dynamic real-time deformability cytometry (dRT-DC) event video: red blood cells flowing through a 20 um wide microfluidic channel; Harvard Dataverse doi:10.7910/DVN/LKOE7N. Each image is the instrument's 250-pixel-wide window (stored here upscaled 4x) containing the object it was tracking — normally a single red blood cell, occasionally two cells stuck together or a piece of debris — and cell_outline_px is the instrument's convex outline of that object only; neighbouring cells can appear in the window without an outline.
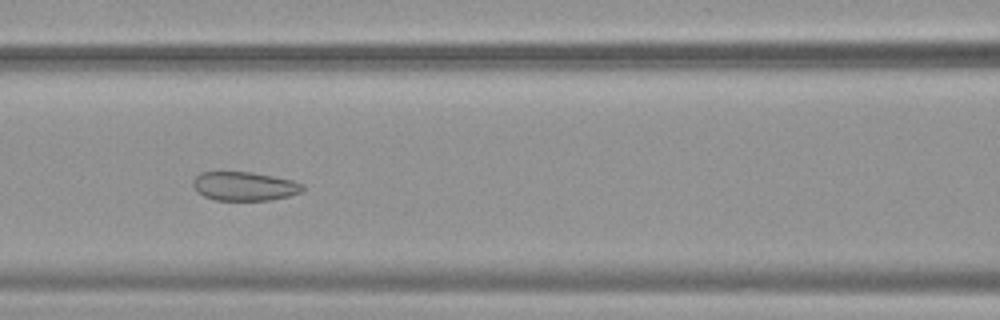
{"species": "common noctule bat (a hibernating species)", "species_latin": "Nyctalus noctula", "temperature_condition": "warm", "stored_images_in_passage": 41, "camera_frame_rate_fps": 3000, "um_per_image_px": 0.085, "animal": {"sex": "female", "body_mass_g": 19.9}, "frame": {"image": 1, "passage_image": 12, "time_ms": 3.667, "image_size_px": [1000, 320], "cell_outline_px": [[308, 188], [304, 192], [288, 196], [268, 200], [216, 200], [204, 196], [196, 192], [192, 184], [192, 180], [200, 172], [252, 172], [292, 180], [304, 184]], "centroid_in_image_um": [20.8, 15.83], "position_along_channel_um": 145.8, "area_um2": 18.67}}
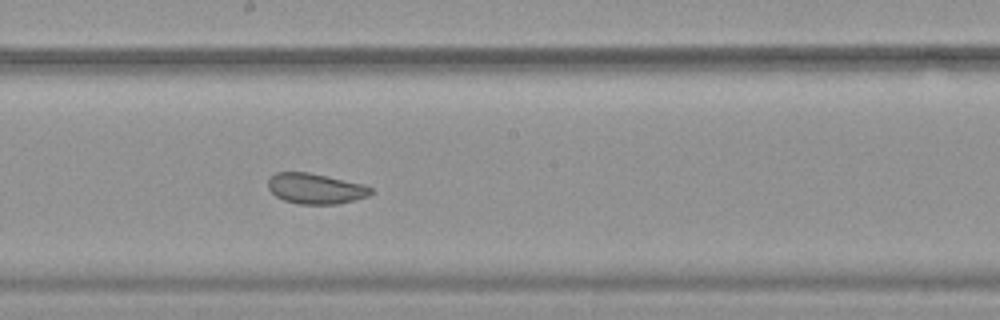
{"frame": {"image": 2, "passage_image": 18, "time_ms": 5.667, "image_size_px": [1000, 320], "cell_outline_px": [[376, 192], [368, 196], [336, 204], [300, 204], [284, 200], [276, 196], [268, 188], [268, 180], [276, 172], [308, 172], [364, 184], [372, 188]], "centroid_in_image_um": [26.84, 16.03], "position_along_channel_um": 221.4, "area_um2": 18.21}}
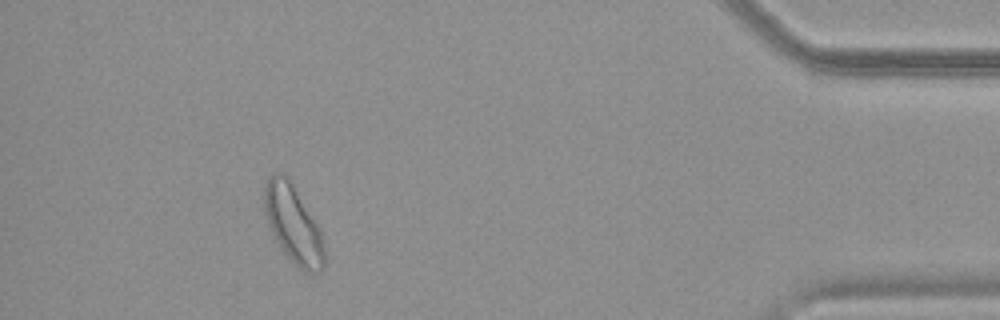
{"frame": {"image": 3, "passage_image": 37, "time_ms": 12.0, "image_size_px": [1000, 320], "cell_outline_px": [[324, 268], [320, 272], [304, 272], [284, 252], [276, 240], [272, 232], [264, 212], [264, 188], [268, 176], [272, 172], [284, 172], [316, 224], [324, 240]], "centroid_in_image_um": [24.9, 19.05], "position_along_channel_um": 410.3, "area_um2": 26.59}, "authors_computed_cell_mechanics": {"area_um2": 19.7676, "velocity_mm_per_s": 3.8019, "shape_relaxation_time_tau1_ms": null, "shape_relaxation_time_tau2_ms": 1.4317, "deformation_change_tau1": null, "deformation_change_tau2": 0.0638}}